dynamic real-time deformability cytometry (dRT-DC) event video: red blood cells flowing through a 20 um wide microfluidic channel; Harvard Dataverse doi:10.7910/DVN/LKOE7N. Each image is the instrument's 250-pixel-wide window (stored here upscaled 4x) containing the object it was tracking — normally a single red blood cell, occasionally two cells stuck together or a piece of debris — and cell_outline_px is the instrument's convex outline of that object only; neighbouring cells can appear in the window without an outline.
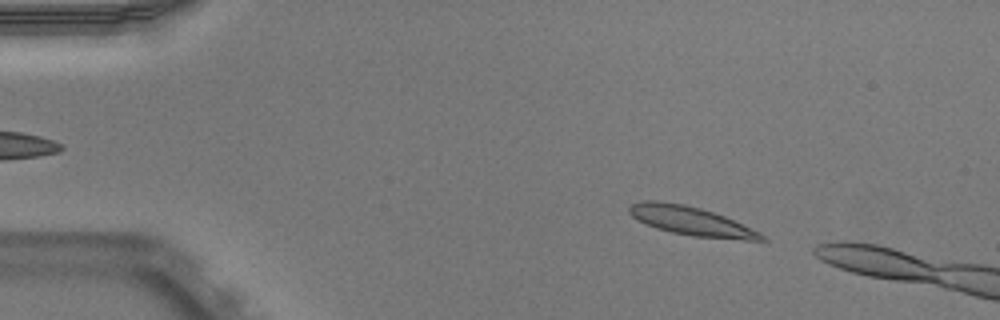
{"species": "Egyptian fruit bat (a non-hibernating species)", "species_latin": "Rousettus aegyptiacus", "temperature_condition": "warm", "stored_images_in_passage": 7, "camera_frame_rate_fps": 3000, "um_per_image_px": 0.085, "animal": {"sex": "male"}, "frame": {"image": 1, "passage_image": 3, "time_ms": 0.667, "image_size_px": [1000, 320], "cell_outline_px": [[768, 240], [744, 240], [692, 236], [672, 232], [656, 228], [632, 216], [628, 212], [628, 208], [632, 204], [644, 200], [656, 200], [684, 204], [700, 208], [724, 216], [760, 232]], "centroid_in_image_um": [58.75, 18.78], "position_along_channel_um": 26.3, "area_um2": 21.96}}